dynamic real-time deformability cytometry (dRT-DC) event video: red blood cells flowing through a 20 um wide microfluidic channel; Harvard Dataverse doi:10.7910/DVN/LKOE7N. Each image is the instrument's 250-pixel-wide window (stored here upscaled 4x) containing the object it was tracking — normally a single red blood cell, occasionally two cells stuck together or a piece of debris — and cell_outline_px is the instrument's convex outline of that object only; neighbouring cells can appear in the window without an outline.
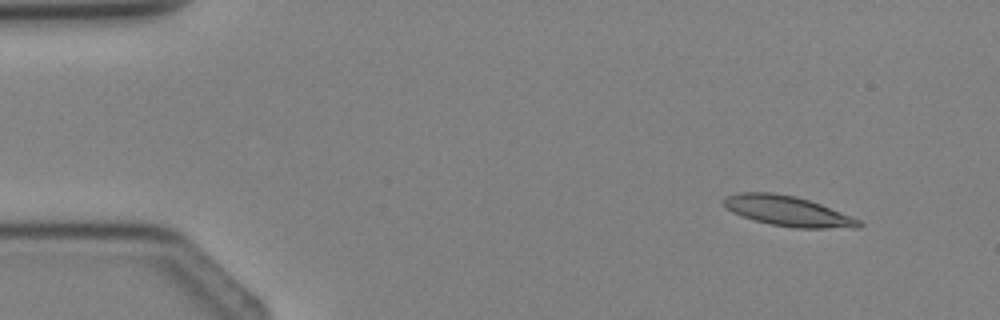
{"species": "Egyptian fruit bat (a non-hibernating species)", "species_latin": "Rousettus aegyptiacus", "temperature_condition": "cold", "stored_images_in_passage": 3, "camera_frame_rate_fps": 3000, "um_per_image_px": 0.085, "animal": {"sex": "female"}, "frame": {"image": 1, "passage_image": 1, "time_ms": 0.0, "image_size_px": [1000, 320], "cell_outline_px": [[864, 224], [860, 228], [796, 228], [772, 224], [756, 220], [732, 212], [724, 204], [724, 200], [728, 196], [740, 192], [772, 192], [796, 196], [820, 204], [860, 220]], "centroid_in_image_um": [67.01, 17.94], "position_along_channel_um": 18.0, "area_um2": 23.35}}